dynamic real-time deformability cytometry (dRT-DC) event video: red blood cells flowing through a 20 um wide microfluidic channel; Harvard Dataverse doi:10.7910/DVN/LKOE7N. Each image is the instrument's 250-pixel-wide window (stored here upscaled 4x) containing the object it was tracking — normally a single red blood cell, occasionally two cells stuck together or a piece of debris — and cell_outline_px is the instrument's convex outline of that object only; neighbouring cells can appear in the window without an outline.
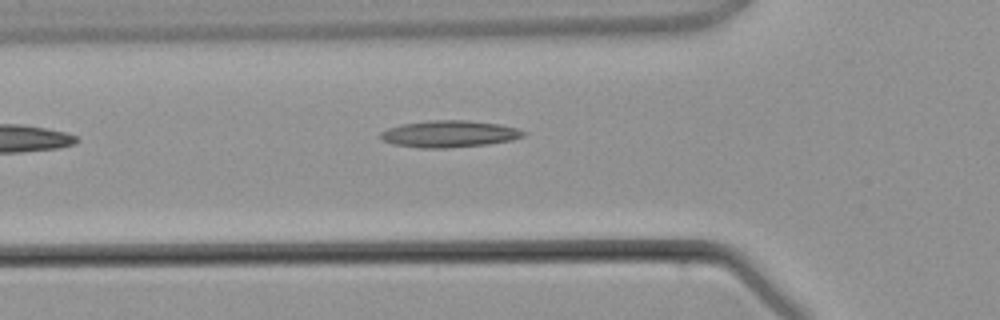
{"species": "common noctule bat (a hibernating species)", "species_latin": "Nyctalus noctula", "temperature_condition": "warm", "stored_images_in_passage": 5, "camera_frame_rate_fps": 3000, "um_per_image_px": 0.085, "animal": {"sex": "male", "body_mass_g": 21.5, "forearm_length_mm": 52.0}, "frame": {"image": 1, "passage_image": 5, "time_ms": 5.667, "image_size_px": [1000, 320], "cell_outline_px": [[528, 132], [524, 136], [512, 140], [488, 144], [448, 148], [420, 148], [392, 144], [380, 140], [380, 132], [388, 128], [400, 124], [428, 120], [468, 120], [500, 124], [516, 128]], "centroid_in_image_um": [38.17, 11.38], "position_along_channel_um": 87.6, "area_um2": 22.6}}